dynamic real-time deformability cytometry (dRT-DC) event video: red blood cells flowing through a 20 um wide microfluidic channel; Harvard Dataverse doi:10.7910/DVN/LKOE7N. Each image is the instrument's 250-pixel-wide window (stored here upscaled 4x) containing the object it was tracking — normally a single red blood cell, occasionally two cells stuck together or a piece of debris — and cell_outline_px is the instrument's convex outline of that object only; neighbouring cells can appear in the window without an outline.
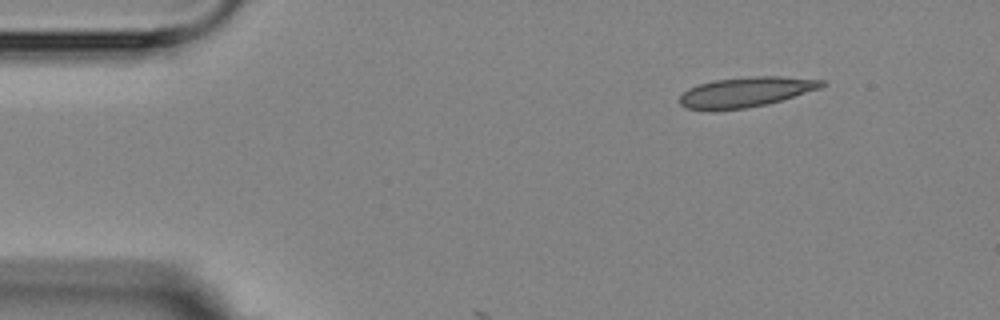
{"species": "Egyptian fruit bat (a non-hibernating species)", "species_latin": "Rousettus aegyptiacus", "temperature_condition": "room temperature", "stored_images_in_passage": 6, "segment_of_instrument_passage": [2, 2], "camera_frame_rate_fps": 3000, "um_per_image_px": 0.085, "animal": {"sex": "female"}, "frame": {"image": 1, "passage_image": 6, "time_ms": 7.0, "image_size_px": [1000, 320], "cell_outline_px": [[828, 84], [820, 88], [768, 104], [744, 108], [688, 108], [680, 104], [680, 96], [688, 88], [712, 80], [748, 76], [780, 76], [824, 80]], "centroid_in_image_um": [63.47, 7.78], "position_along_channel_um": 21.5, "area_um2": 24.33}}